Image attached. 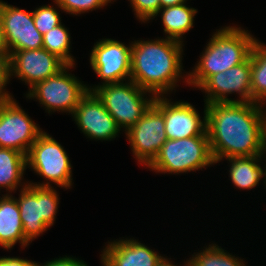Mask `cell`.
Here are the masks:
<instances>
[{
	"label": "cell",
	"instance_id": "1",
	"mask_svg": "<svg viewBox=\"0 0 266 266\" xmlns=\"http://www.w3.org/2000/svg\"><path fill=\"white\" fill-rule=\"evenodd\" d=\"M206 131L215 163L223 158L262 155L263 106L253 102L206 104Z\"/></svg>",
	"mask_w": 266,
	"mask_h": 266
},
{
	"label": "cell",
	"instance_id": "2",
	"mask_svg": "<svg viewBox=\"0 0 266 266\" xmlns=\"http://www.w3.org/2000/svg\"><path fill=\"white\" fill-rule=\"evenodd\" d=\"M183 44L168 38L132 41L130 80L155 97L175 90L184 77Z\"/></svg>",
	"mask_w": 266,
	"mask_h": 266
},
{
	"label": "cell",
	"instance_id": "3",
	"mask_svg": "<svg viewBox=\"0 0 266 266\" xmlns=\"http://www.w3.org/2000/svg\"><path fill=\"white\" fill-rule=\"evenodd\" d=\"M256 40L248 30L241 27H221L210 38L198 64L185 75V83L199 89L212 75L245 62Z\"/></svg>",
	"mask_w": 266,
	"mask_h": 266
},
{
	"label": "cell",
	"instance_id": "4",
	"mask_svg": "<svg viewBox=\"0 0 266 266\" xmlns=\"http://www.w3.org/2000/svg\"><path fill=\"white\" fill-rule=\"evenodd\" d=\"M87 90L98 96L120 129H125V132L136 124L155 99L152 93L148 94V91L132 80L87 86Z\"/></svg>",
	"mask_w": 266,
	"mask_h": 266
},
{
	"label": "cell",
	"instance_id": "5",
	"mask_svg": "<svg viewBox=\"0 0 266 266\" xmlns=\"http://www.w3.org/2000/svg\"><path fill=\"white\" fill-rule=\"evenodd\" d=\"M216 164L210 149L208 136L168 139L158 156L148 166L158 173L180 174L196 171Z\"/></svg>",
	"mask_w": 266,
	"mask_h": 266
},
{
	"label": "cell",
	"instance_id": "6",
	"mask_svg": "<svg viewBox=\"0 0 266 266\" xmlns=\"http://www.w3.org/2000/svg\"><path fill=\"white\" fill-rule=\"evenodd\" d=\"M27 168L47 181L31 183L35 186L70 189L72 186V166L64 147L47 132H42L31 145L26 155Z\"/></svg>",
	"mask_w": 266,
	"mask_h": 266
},
{
	"label": "cell",
	"instance_id": "7",
	"mask_svg": "<svg viewBox=\"0 0 266 266\" xmlns=\"http://www.w3.org/2000/svg\"><path fill=\"white\" fill-rule=\"evenodd\" d=\"M16 201L20 209L23 234L30 243L54 225L58 211L59 194L52 187L28 185L20 189Z\"/></svg>",
	"mask_w": 266,
	"mask_h": 266
},
{
	"label": "cell",
	"instance_id": "8",
	"mask_svg": "<svg viewBox=\"0 0 266 266\" xmlns=\"http://www.w3.org/2000/svg\"><path fill=\"white\" fill-rule=\"evenodd\" d=\"M71 68H74V65H67L58 74L38 82L29 89L26 97L36 98L49 114L55 111L73 114L88 90L86 84L67 72Z\"/></svg>",
	"mask_w": 266,
	"mask_h": 266
},
{
	"label": "cell",
	"instance_id": "9",
	"mask_svg": "<svg viewBox=\"0 0 266 266\" xmlns=\"http://www.w3.org/2000/svg\"><path fill=\"white\" fill-rule=\"evenodd\" d=\"M129 140L134 158L139 164L149 166L158 156L162 145L168 140L161 110L152 103L143 116L124 132Z\"/></svg>",
	"mask_w": 266,
	"mask_h": 266
},
{
	"label": "cell",
	"instance_id": "10",
	"mask_svg": "<svg viewBox=\"0 0 266 266\" xmlns=\"http://www.w3.org/2000/svg\"><path fill=\"white\" fill-rule=\"evenodd\" d=\"M132 42L125 45L114 39H100L90 53V65L103 80L101 85L130 80Z\"/></svg>",
	"mask_w": 266,
	"mask_h": 266
},
{
	"label": "cell",
	"instance_id": "11",
	"mask_svg": "<svg viewBox=\"0 0 266 266\" xmlns=\"http://www.w3.org/2000/svg\"><path fill=\"white\" fill-rule=\"evenodd\" d=\"M42 132L15 99L0 105V148L14 149L27 155Z\"/></svg>",
	"mask_w": 266,
	"mask_h": 266
},
{
	"label": "cell",
	"instance_id": "12",
	"mask_svg": "<svg viewBox=\"0 0 266 266\" xmlns=\"http://www.w3.org/2000/svg\"><path fill=\"white\" fill-rule=\"evenodd\" d=\"M205 91V104L219 102H252L251 55L243 63L212 75L200 88ZM236 93L239 99L228 98Z\"/></svg>",
	"mask_w": 266,
	"mask_h": 266
},
{
	"label": "cell",
	"instance_id": "13",
	"mask_svg": "<svg viewBox=\"0 0 266 266\" xmlns=\"http://www.w3.org/2000/svg\"><path fill=\"white\" fill-rule=\"evenodd\" d=\"M153 103L161 110L165 121L167 139L208 136L206 131V104L203 120L196 108L182 100L172 102L165 96H156Z\"/></svg>",
	"mask_w": 266,
	"mask_h": 266
},
{
	"label": "cell",
	"instance_id": "14",
	"mask_svg": "<svg viewBox=\"0 0 266 266\" xmlns=\"http://www.w3.org/2000/svg\"><path fill=\"white\" fill-rule=\"evenodd\" d=\"M8 56L15 51L43 48V35L35 27L33 14L0 0Z\"/></svg>",
	"mask_w": 266,
	"mask_h": 266
},
{
	"label": "cell",
	"instance_id": "15",
	"mask_svg": "<svg viewBox=\"0 0 266 266\" xmlns=\"http://www.w3.org/2000/svg\"><path fill=\"white\" fill-rule=\"evenodd\" d=\"M67 64L44 48L15 51L9 56L10 78L17 77L32 88L58 74Z\"/></svg>",
	"mask_w": 266,
	"mask_h": 266
},
{
	"label": "cell",
	"instance_id": "16",
	"mask_svg": "<svg viewBox=\"0 0 266 266\" xmlns=\"http://www.w3.org/2000/svg\"><path fill=\"white\" fill-rule=\"evenodd\" d=\"M79 129L94 140L111 141L121 129L94 92L88 91L72 114Z\"/></svg>",
	"mask_w": 266,
	"mask_h": 266
},
{
	"label": "cell",
	"instance_id": "17",
	"mask_svg": "<svg viewBox=\"0 0 266 266\" xmlns=\"http://www.w3.org/2000/svg\"><path fill=\"white\" fill-rule=\"evenodd\" d=\"M100 255L110 266H156L163 258L136 239L107 242Z\"/></svg>",
	"mask_w": 266,
	"mask_h": 266
},
{
	"label": "cell",
	"instance_id": "18",
	"mask_svg": "<svg viewBox=\"0 0 266 266\" xmlns=\"http://www.w3.org/2000/svg\"><path fill=\"white\" fill-rule=\"evenodd\" d=\"M26 248L29 242L23 234V224L16 198L12 194L0 196V246L11 250L16 243Z\"/></svg>",
	"mask_w": 266,
	"mask_h": 266
},
{
	"label": "cell",
	"instance_id": "19",
	"mask_svg": "<svg viewBox=\"0 0 266 266\" xmlns=\"http://www.w3.org/2000/svg\"><path fill=\"white\" fill-rule=\"evenodd\" d=\"M265 154L227 158L231 166L229 177L232 184L238 189L249 190L256 187L260 180H264V169L259 162L266 158Z\"/></svg>",
	"mask_w": 266,
	"mask_h": 266
},
{
	"label": "cell",
	"instance_id": "20",
	"mask_svg": "<svg viewBox=\"0 0 266 266\" xmlns=\"http://www.w3.org/2000/svg\"><path fill=\"white\" fill-rule=\"evenodd\" d=\"M197 12V9L187 6L185 2L175 6L160 8L152 19L161 13L166 38L183 43L182 36L194 27V16Z\"/></svg>",
	"mask_w": 266,
	"mask_h": 266
},
{
	"label": "cell",
	"instance_id": "21",
	"mask_svg": "<svg viewBox=\"0 0 266 266\" xmlns=\"http://www.w3.org/2000/svg\"><path fill=\"white\" fill-rule=\"evenodd\" d=\"M26 169L25 154L10 148H0V190L6 188L8 193H12L18 186L26 187L28 182H21Z\"/></svg>",
	"mask_w": 266,
	"mask_h": 266
},
{
	"label": "cell",
	"instance_id": "22",
	"mask_svg": "<svg viewBox=\"0 0 266 266\" xmlns=\"http://www.w3.org/2000/svg\"><path fill=\"white\" fill-rule=\"evenodd\" d=\"M252 102L266 103V45L256 40L251 52Z\"/></svg>",
	"mask_w": 266,
	"mask_h": 266
},
{
	"label": "cell",
	"instance_id": "23",
	"mask_svg": "<svg viewBox=\"0 0 266 266\" xmlns=\"http://www.w3.org/2000/svg\"><path fill=\"white\" fill-rule=\"evenodd\" d=\"M204 248L188 259V266H247L243 259L233 256L214 243Z\"/></svg>",
	"mask_w": 266,
	"mask_h": 266
},
{
	"label": "cell",
	"instance_id": "24",
	"mask_svg": "<svg viewBox=\"0 0 266 266\" xmlns=\"http://www.w3.org/2000/svg\"><path fill=\"white\" fill-rule=\"evenodd\" d=\"M42 39L44 49L58 56L67 65H75V59L72 54H70V33L69 30L64 27V24L61 23L49 30L43 35Z\"/></svg>",
	"mask_w": 266,
	"mask_h": 266
},
{
	"label": "cell",
	"instance_id": "25",
	"mask_svg": "<svg viewBox=\"0 0 266 266\" xmlns=\"http://www.w3.org/2000/svg\"><path fill=\"white\" fill-rule=\"evenodd\" d=\"M56 9L58 8L51 5H43L32 11L35 27L42 35L62 23Z\"/></svg>",
	"mask_w": 266,
	"mask_h": 266
},
{
	"label": "cell",
	"instance_id": "26",
	"mask_svg": "<svg viewBox=\"0 0 266 266\" xmlns=\"http://www.w3.org/2000/svg\"><path fill=\"white\" fill-rule=\"evenodd\" d=\"M58 8L63 12L73 15H79L85 12L101 9L112 3L113 0H53Z\"/></svg>",
	"mask_w": 266,
	"mask_h": 266
},
{
	"label": "cell",
	"instance_id": "27",
	"mask_svg": "<svg viewBox=\"0 0 266 266\" xmlns=\"http://www.w3.org/2000/svg\"><path fill=\"white\" fill-rule=\"evenodd\" d=\"M135 12L136 18L146 23L160 10V0H128Z\"/></svg>",
	"mask_w": 266,
	"mask_h": 266
},
{
	"label": "cell",
	"instance_id": "28",
	"mask_svg": "<svg viewBox=\"0 0 266 266\" xmlns=\"http://www.w3.org/2000/svg\"><path fill=\"white\" fill-rule=\"evenodd\" d=\"M10 69H9V56L0 54V105L7 103L14 98L5 86L9 84ZM9 92V93H8Z\"/></svg>",
	"mask_w": 266,
	"mask_h": 266
},
{
	"label": "cell",
	"instance_id": "29",
	"mask_svg": "<svg viewBox=\"0 0 266 266\" xmlns=\"http://www.w3.org/2000/svg\"><path fill=\"white\" fill-rule=\"evenodd\" d=\"M35 266H88L85 261L74 258L73 256L59 257L46 263L39 264L35 261Z\"/></svg>",
	"mask_w": 266,
	"mask_h": 266
},
{
	"label": "cell",
	"instance_id": "30",
	"mask_svg": "<svg viewBox=\"0 0 266 266\" xmlns=\"http://www.w3.org/2000/svg\"><path fill=\"white\" fill-rule=\"evenodd\" d=\"M0 266H35V261L19 257H0Z\"/></svg>",
	"mask_w": 266,
	"mask_h": 266
},
{
	"label": "cell",
	"instance_id": "31",
	"mask_svg": "<svg viewBox=\"0 0 266 266\" xmlns=\"http://www.w3.org/2000/svg\"><path fill=\"white\" fill-rule=\"evenodd\" d=\"M0 54L8 55V50H7V46L5 43V36H4L1 14H0Z\"/></svg>",
	"mask_w": 266,
	"mask_h": 266
},
{
	"label": "cell",
	"instance_id": "32",
	"mask_svg": "<svg viewBox=\"0 0 266 266\" xmlns=\"http://www.w3.org/2000/svg\"><path fill=\"white\" fill-rule=\"evenodd\" d=\"M187 2V0H160V7L166 8Z\"/></svg>",
	"mask_w": 266,
	"mask_h": 266
},
{
	"label": "cell",
	"instance_id": "33",
	"mask_svg": "<svg viewBox=\"0 0 266 266\" xmlns=\"http://www.w3.org/2000/svg\"><path fill=\"white\" fill-rule=\"evenodd\" d=\"M171 258L163 257L156 266H177L170 261ZM184 266H188V260L185 262Z\"/></svg>",
	"mask_w": 266,
	"mask_h": 266
},
{
	"label": "cell",
	"instance_id": "34",
	"mask_svg": "<svg viewBox=\"0 0 266 266\" xmlns=\"http://www.w3.org/2000/svg\"><path fill=\"white\" fill-rule=\"evenodd\" d=\"M263 108V116H264V132H265V146H266V109L264 108L265 107V104H262Z\"/></svg>",
	"mask_w": 266,
	"mask_h": 266
},
{
	"label": "cell",
	"instance_id": "35",
	"mask_svg": "<svg viewBox=\"0 0 266 266\" xmlns=\"http://www.w3.org/2000/svg\"><path fill=\"white\" fill-rule=\"evenodd\" d=\"M265 153H266V146H265V151H264ZM265 166V168H264V184H265V188H266V165H264Z\"/></svg>",
	"mask_w": 266,
	"mask_h": 266
},
{
	"label": "cell",
	"instance_id": "36",
	"mask_svg": "<svg viewBox=\"0 0 266 266\" xmlns=\"http://www.w3.org/2000/svg\"><path fill=\"white\" fill-rule=\"evenodd\" d=\"M102 266H110L102 257H101Z\"/></svg>",
	"mask_w": 266,
	"mask_h": 266
}]
</instances>
